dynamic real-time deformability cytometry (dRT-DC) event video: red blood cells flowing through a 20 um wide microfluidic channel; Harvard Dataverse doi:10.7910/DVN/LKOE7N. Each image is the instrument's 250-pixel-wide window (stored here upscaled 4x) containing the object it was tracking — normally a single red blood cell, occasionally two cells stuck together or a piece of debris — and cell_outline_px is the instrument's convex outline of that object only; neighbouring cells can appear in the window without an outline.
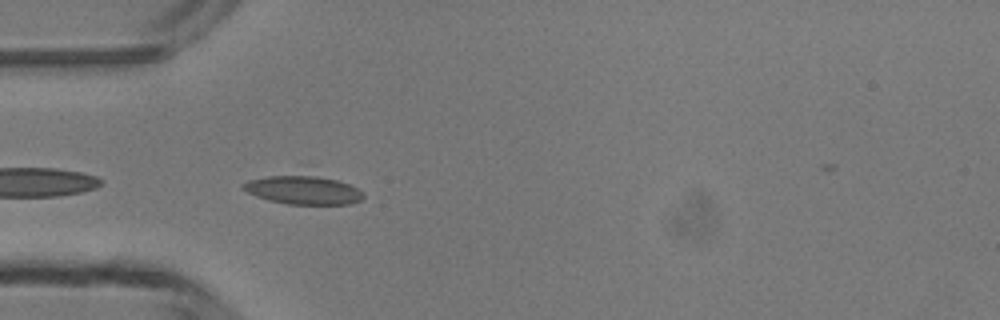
{"species": "common noctule bat (a hibernating species)", "species_latin": "Nyctalus noctula", "temperature_condition": "room temperature", "stored_images_in_passage": 3, "camera_frame_rate_fps": 3000, "um_per_image_px": 0.085, "animal": {"sex": "male", "body_mass_g": 13.3}, "frame": {"image": 1, "passage_image": 3, "time_ms": 3.333, "image_size_px": [1000, 320], "cell_outline_px": [[364, 196], [360, 200], [348, 204], [288, 204], [268, 200], [256, 196], [240, 188], [240, 184], [248, 180], [268, 176], [316, 176], [336, 180], [348, 184], [364, 192]], "centroid_in_image_um": [25.73, 16.16], "position_along_channel_um": 59.3, "area_um2": 19.71}}